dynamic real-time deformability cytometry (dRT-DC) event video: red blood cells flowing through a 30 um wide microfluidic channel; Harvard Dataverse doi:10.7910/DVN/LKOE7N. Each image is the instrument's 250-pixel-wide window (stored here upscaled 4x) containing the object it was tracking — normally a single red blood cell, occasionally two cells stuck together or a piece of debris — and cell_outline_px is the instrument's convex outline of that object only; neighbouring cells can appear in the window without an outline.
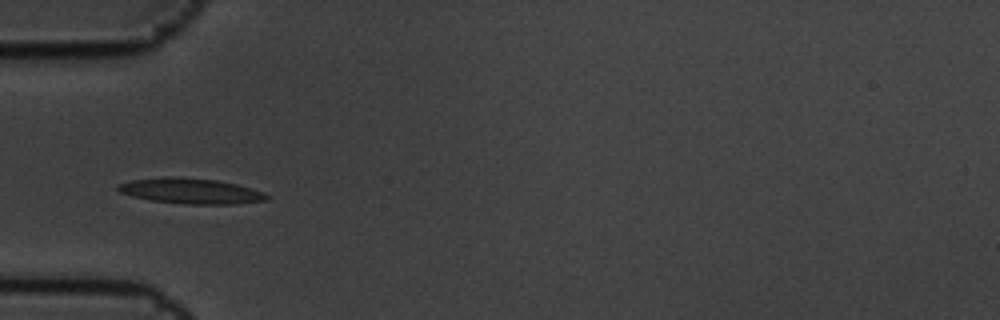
{"species": "common noctule bat (a hibernating species)", "species_latin": "Nyctalus noctula", "temperature_condition": "cold", "stored_images_in_passage": 14, "camera_frame_rate_fps": 3000, "um_per_image_px": 0.085, "animal": {"sex": "male", "body_mass_g": 19.5, "forearm_length_mm": 54.6}, "frame": {"image": 1, "passage_image": 4, "time_ms": 1.0, "image_size_px": [1000, 320], "cell_outline_px": [[272, 196], [268, 200], [236, 204], [184, 204], [152, 200], [132, 196], [120, 192], [116, 188], [116, 184], [132, 180], [160, 176], [176, 176], [216, 180], [236, 184], [264, 192]], "centroid_in_image_um": [16.22, 16.23], "position_along_channel_um": 68.8, "area_um2": 22.31}}
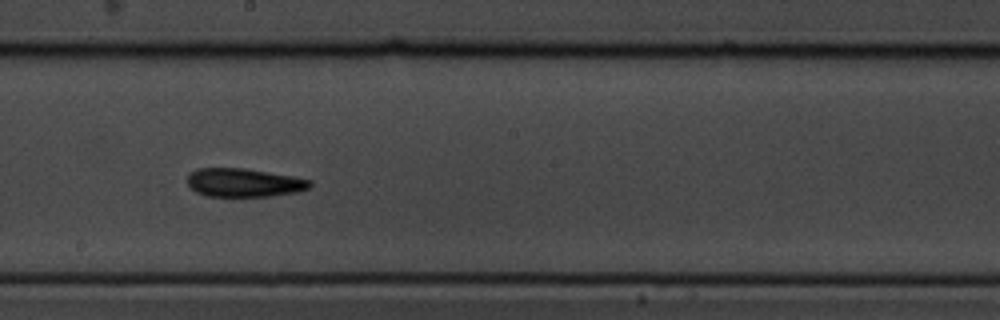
{"frame": {"image": 2, "passage_image": 8, "time_ms": 2.333, "image_size_px": [1000, 320], "cell_outline_px": [[312, 184], [308, 188], [300, 192], [272, 196], [204, 196], [196, 192], [188, 184], [188, 176], [196, 168], [244, 168], [292, 176], [312, 180]], "centroid_in_image_um": [20.76, 15.53], "position_along_channel_um": 227.4, "area_um2": 20.4}}
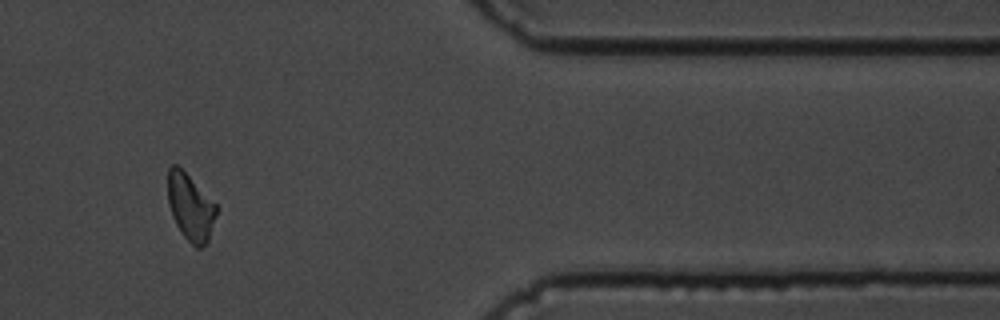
{"frame": {"image": 3, "passage_image": 13, "time_ms": 4.0, "image_size_px": [1000, 320], "cell_outline_px": [[216, 216], [208, 244], [200, 248], [196, 248], [184, 236], [176, 224], [172, 216], [168, 204], [168, 168], [172, 164], [176, 164], [216, 204]], "centroid_in_image_um": [16.18, 17.64], "position_along_channel_um": 395.2, "area_um2": 18.67}}